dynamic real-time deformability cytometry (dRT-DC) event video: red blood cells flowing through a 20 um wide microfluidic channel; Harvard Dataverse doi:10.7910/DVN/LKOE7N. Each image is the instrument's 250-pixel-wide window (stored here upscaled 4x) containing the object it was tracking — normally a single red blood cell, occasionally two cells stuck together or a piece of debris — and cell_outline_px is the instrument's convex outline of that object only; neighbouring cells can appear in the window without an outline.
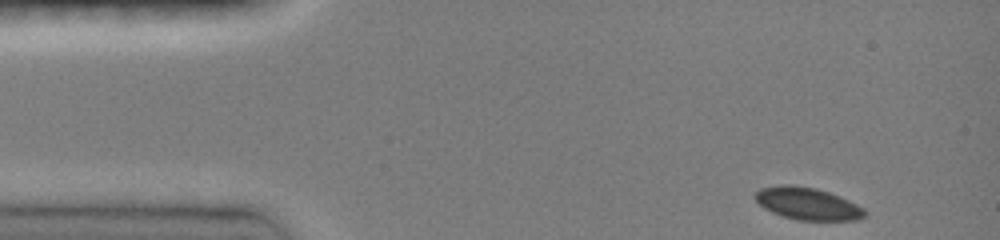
{"species": "common noctule bat (a hibernating species)", "species_latin": "Nyctalus noctula", "temperature_condition": "room temperature", "stored_images_in_passage": 41, "camera_frame_rate_fps": 3000, "um_per_image_px": 0.085, "animal": {"sex": "female", "body_mass_g": 19.0, "forearm_length_mm": 51.5}, "frame": {"image": 1, "passage_image": 1, "time_ms": 0.0, "image_size_px": [1000, 240], "cell_outline_px": [[868, 212], [860, 220], [796, 220], [772, 212], [764, 208], [752, 196], [760, 188], [784, 184], [792, 184], [816, 188], [840, 196], [864, 208]], "centroid_in_image_um": [68.64, 17.3], "position_along_channel_um": 16.4, "area_um2": 20.69}}
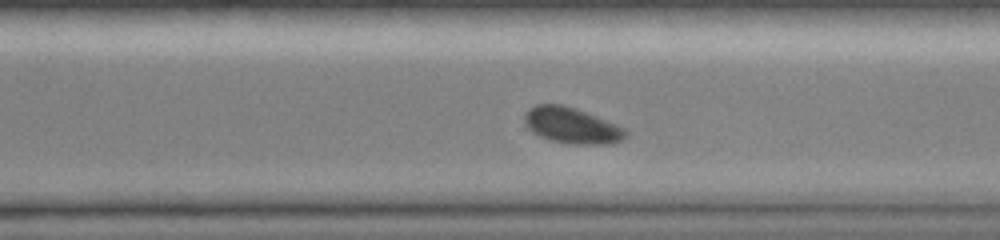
{"frame": {"image": 2, "passage_image": 30, "time_ms": 9.667, "image_size_px": [1000, 240], "cell_outline_px": [[628, 136], [624, 140], [608, 144], [576, 144], [552, 140], [540, 136], [532, 132], [528, 128], [524, 120], [524, 112], [528, 108], [536, 104], [564, 104], [576, 108], [616, 124], [624, 128], [628, 132]], "centroid_in_image_um": [48.6, 10.65], "position_along_channel_um": 322.0, "area_um2": 21.27}}
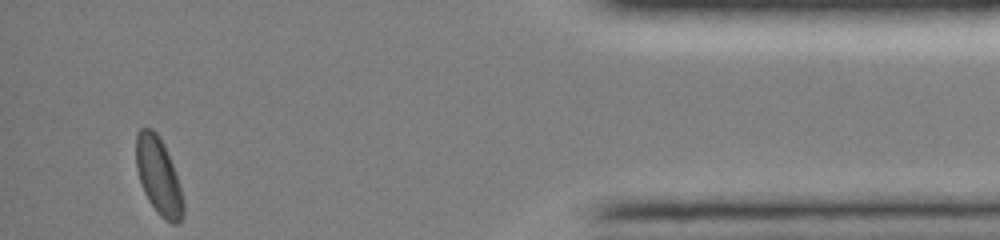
{"frame": {"image": 3, "passage_image": 41, "time_ms": 13.333, "image_size_px": [1000, 240], "cell_outline_px": [[184, 212], [180, 220], [176, 224], [172, 224], [164, 220], [160, 216], [148, 200], [144, 192], [136, 168], [136, 132], [140, 128], [152, 128], [156, 132], [164, 144], [172, 164], [180, 188], [184, 204]], "centroid_in_image_um": [13.46, 14.96], "position_along_channel_um": 421.7, "area_um2": 21.04}, "authors_computed_cell_mechanics": {"area_um2": 21.2704, "velocity_mm_per_s": 4.0263, "shape_relaxation_time_tau1_ms": 3.6827, "shape_relaxation_time_tau2_ms": null, "deformation_change_tau1": 0.058, "deformation_change_tau2": null}}